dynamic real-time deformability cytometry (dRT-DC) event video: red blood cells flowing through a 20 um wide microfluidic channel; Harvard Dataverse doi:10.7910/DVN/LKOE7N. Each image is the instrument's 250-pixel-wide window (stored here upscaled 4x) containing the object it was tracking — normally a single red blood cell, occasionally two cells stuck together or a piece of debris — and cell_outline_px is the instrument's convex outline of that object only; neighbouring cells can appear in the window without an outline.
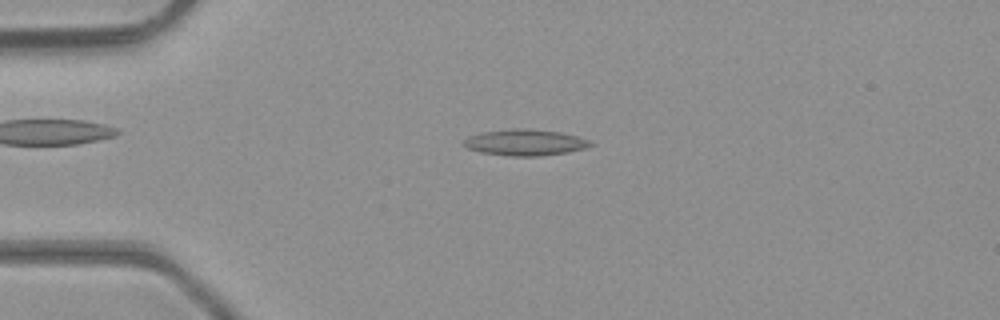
{"species": "common noctule bat (a hibernating species)", "species_latin": "Nyctalus noctula", "temperature_condition": "room temperature", "stored_images_in_passage": 48, "camera_frame_rate_fps": 3000, "um_per_image_px": 0.085, "animal": {"sex": "male", "body_mass_g": 23.1, "forearm_length_mm": 52.7}, "frame": {"image": 1, "passage_image": 12, "time_ms": 3.667, "image_size_px": [1000, 320], "cell_outline_px": [[596, 144], [584, 148], [568, 152], [540, 156], [512, 156], [480, 152], [468, 148], [464, 144], [464, 140], [468, 136], [480, 132], [516, 128], [524, 128], [560, 132], [576, 136], [588, 140]], "centroid_in_image_um": [44.63, 12.1], "position_along_channel_um": 40.4, "area_um2": 19.25}}
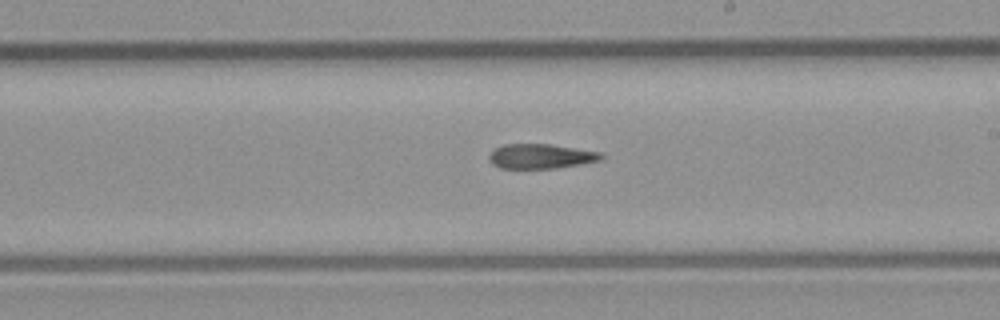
{"frame": {"image": 2, "passage_image": 28, "time_ms": 9.0, "image_size_px": [1000, 320], "cell_outline_px": [[604, 156], [600, 160], [580, 164], [556, 168], [500, 168], [492, 164], [488, 156], [496, 148], [504, 144], [552, 144], [600, 152]], "centroid_in_image_um": [45.97, 13.28], "position_along_channel_um": 243.0, "area_um2": 16.01}}
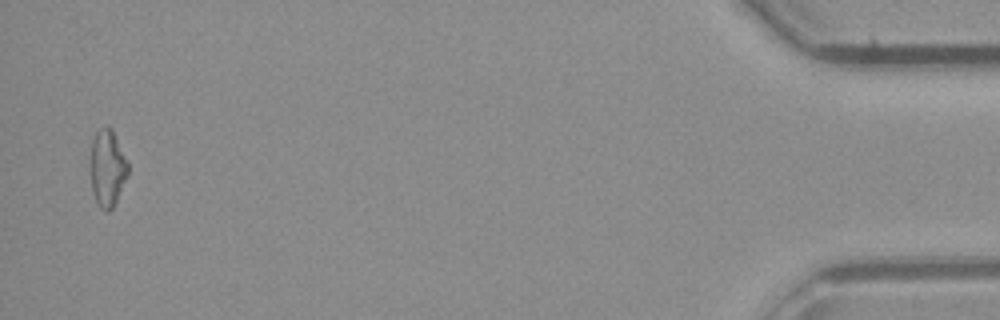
{"frame": {"image": 3, "passage_image": 47, "time_ms": 15.333, "image_size_px": [1000, 320], "cell_outline_px": [[128, 176], [112, 208], [108, 212], [104, 212], [100, 208], [96, 200], [92, 188], [92, 140], [96, 132], [100, 128], [112, 128], [128, 160]], "centroid_in_image_um": [9.17, 14.29], "position_along_channel_um": 426.0, "area_um2": 16.53}}